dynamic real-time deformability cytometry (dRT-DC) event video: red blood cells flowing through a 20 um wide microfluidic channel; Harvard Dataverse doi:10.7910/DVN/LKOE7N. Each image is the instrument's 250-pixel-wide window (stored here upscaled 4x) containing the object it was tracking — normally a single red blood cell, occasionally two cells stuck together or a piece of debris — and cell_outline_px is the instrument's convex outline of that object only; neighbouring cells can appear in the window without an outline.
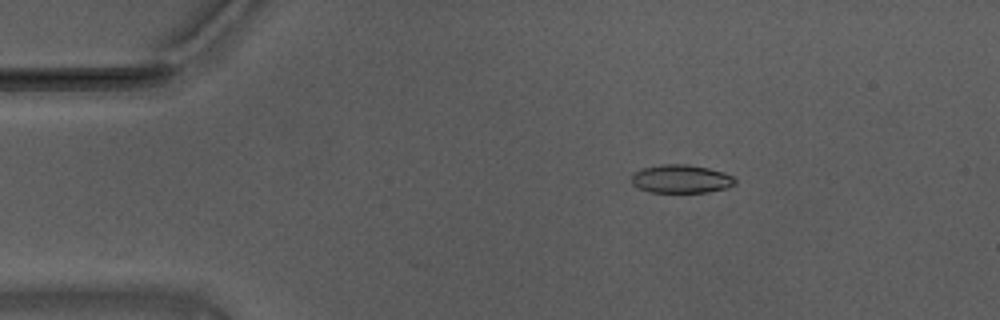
{"species": "Egyptian fruit bat (a non-hibernating species)", "species_latin": "Rousettus aegyptiacus", "temperature_condition": "warm", "stored_images_in_passage": 36, "camera_frame_rate_fps": 3000, "um_per_image_px": 0.085, "animal": {"sex": "male"}, "frame": {"image": 1, "passage_image": 6, "time_ms": 1.667, "image_size_px": [1000, 320], "cell_outline_px": [[736, 184], [728, 188], [708, 192], [652, 192], [640, 188], [632, 184], [632, 172], [644, 168], [664, 164], [688, 164], [708, 168], [724, 172], [732, 176], [736, 180]], "centroid_in_image_um": [57.92, 15.21], "position_along_channel_um": 27.1, "area_um2": 17.11}}
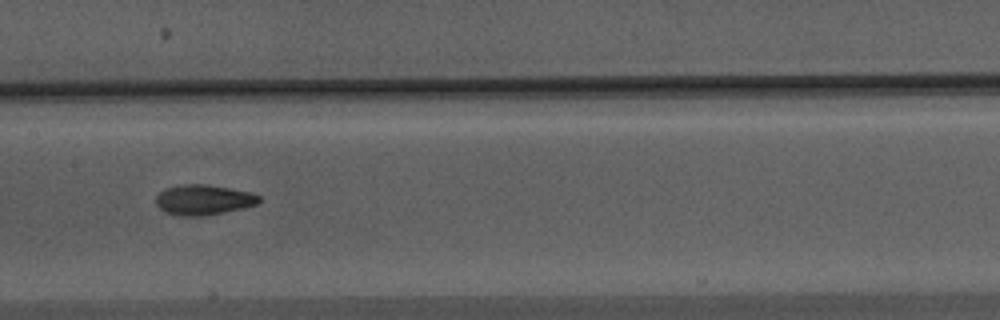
{"frame": {"image": 2, "passage_image": 24, "time_ms": 7.667, "image_size_px": [1000, 320], "cell_outline_px": [[260, 200], [256, 204], [224, 212], [200, 216], [192, 216], [164, 212], [156, 204], [156, 196], [164, 188], [184, 184], [204, 184], [252, 192], [260, 196]], "centroid_in_image_um": [17.28, 16.97], "position_along_channel_um": 190.1, "area_um2": 17.86}}
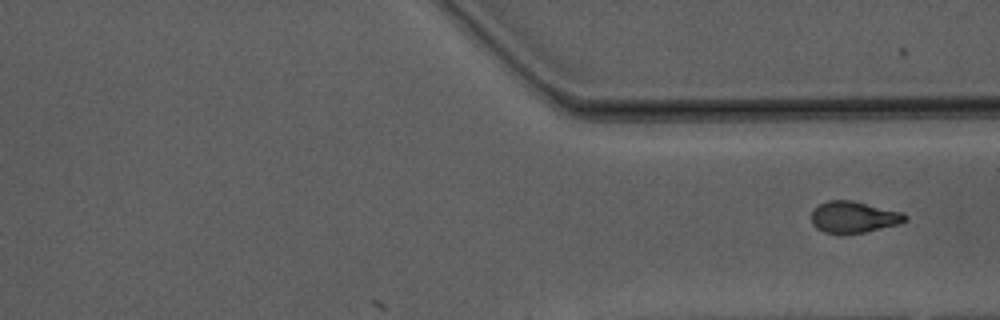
{"frame": {"image": 3, "passage_image": 36, "time_ms": 11.667, "image_size_px": [1000, 320], "cell_outline_px": [[908, 220], [900, 224], [864, 232], [824, 232], [816, 228], [812, 224], [812, 212], [820, 204], [828, 200], [852, 200], [900, 212], [908, 216]], "centroid_in_image_um": [72.58, 18.44], "position_along_channel_um": 338.8, "area_um2": 16.82}}